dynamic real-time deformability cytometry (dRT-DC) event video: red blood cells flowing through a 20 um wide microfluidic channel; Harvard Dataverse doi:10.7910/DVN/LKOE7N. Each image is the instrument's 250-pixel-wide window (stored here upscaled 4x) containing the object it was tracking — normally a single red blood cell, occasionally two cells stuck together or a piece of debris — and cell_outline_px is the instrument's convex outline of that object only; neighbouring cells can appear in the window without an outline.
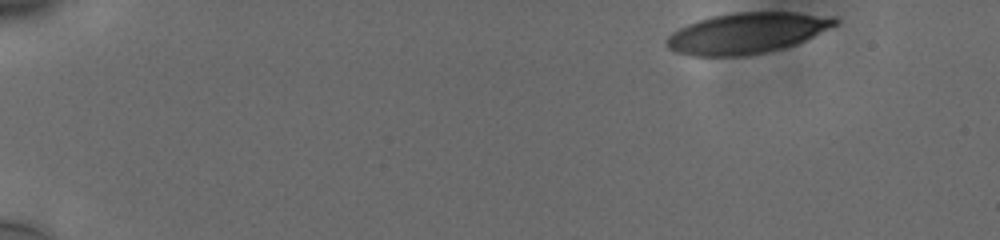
{"species": "human", "species_latin": "Homo sapiens", "temperature_condition": "cold", "stored_images_in_passage": 46, "camera_frame_rate_fps": 3000, "um_per_image_px": 0.085, "donor": {"sex": "male"}, "frame": {"image": 1, "passage_image": 1, "time_ms": 0.0, "image_size_px": [1000, 240], "cell_outline_px": [[840, 20], [836, 24], [796, 44], [764, 52], [744, 56], [692, 56], [676, 52], [668, 48], [664, 40], [672, 32], [688, 24], [712, 16], [732, 12], [792, 12], [836, 16]], "centroid_in_image_um": [63.45, 2.81], "position_along_channel_um": 21.5, "area_um2": 39.82}}
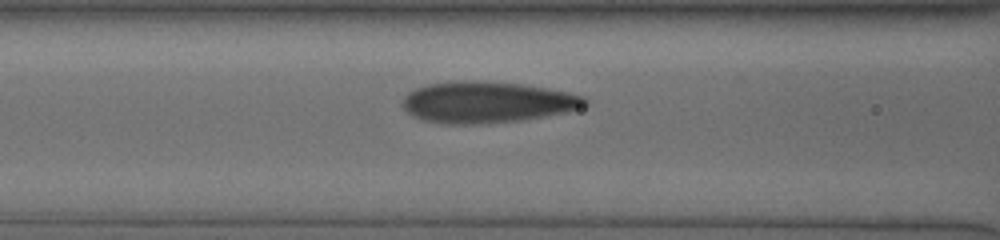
{"frame": {"image": 2, "passage_image": 20, "time_ms": 6.333, "image_size_px": [1000, 240], "cell_outline_px": [[588, 104], [564, 112], [544, 116], [520, 120], [480, 124], [444, 124], [424, 120], [412, 116], [404, 108], [404, 96], [408, 92], [416, 88], [428, 84], [456, 80], [472, 80], [524, 84], [568, 92], [584, 96], [588, 100]], "centroid_in_image_um": [41.37, 8.68], "position_along_channel_um": 125.2, "area_um2": 43.81}}
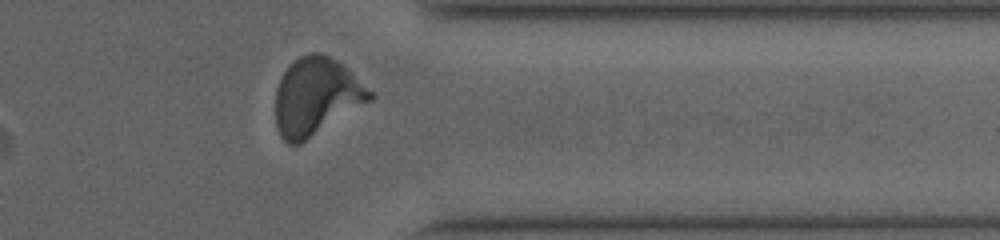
{"frame": {"image": 3, "passage_image": 41, "time_ms": 13.333, "image_size_px": [1000, 240], "cell_outline_px": [[376, 96], [372, 100], [300, 144], [288, 144], [280, 136], [276, 124], [276, 88], [284, 72], [300, 56], [308, 52], [320, 52], [344, 64]], "centroid_in_image_um": [26.89, 8.2], "position_along_channel_um": 384.5, "area_um2": 42.43}, "authors_computed_cell_mechanics": {"area_um2": 41.1825, "velocity_mm_per_s": 3.7534, "shape_relaxation_time_tau1_ms": 6.2915, "shape_relaxation_time_tau2_ms": 0.8352, "deformation_change_tau1": 0.2117, "deformation_change_tau2": 0.0793}}